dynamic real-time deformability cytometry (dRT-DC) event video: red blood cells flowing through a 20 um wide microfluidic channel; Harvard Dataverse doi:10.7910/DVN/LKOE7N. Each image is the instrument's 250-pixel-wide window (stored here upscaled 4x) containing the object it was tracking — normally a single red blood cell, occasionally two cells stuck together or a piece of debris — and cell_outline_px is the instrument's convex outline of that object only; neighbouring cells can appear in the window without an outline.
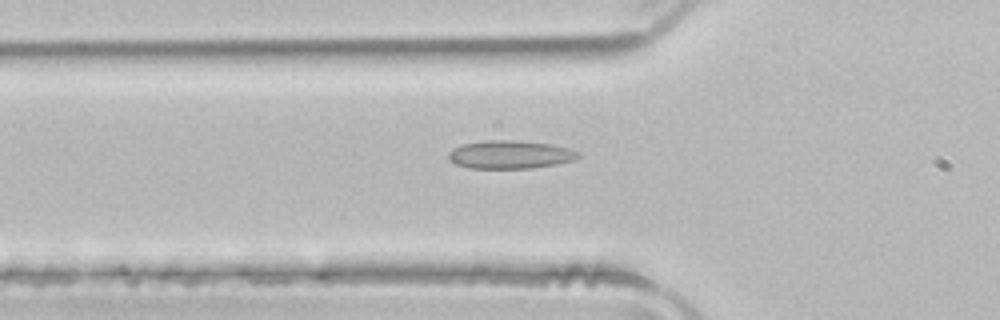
{"species": "common noctule bat (a hibernating species)", "species_latin": "Nyctalus noctula", "temperature_condition": "room temperature", "stored_images_in_passage": 38, "camera_frame_rate_fps": 3000, "um_per_image_px": 0.085, "animal": {"sex": "male", "body_mass_g": 21.5, "forearm_length_mm": 52.0}, "frame": {"image": 1, "passage_image": 7, "time_ms": 2.0, "image_size_px": [1000, 320], "cell_outline_px": [[580, 156], [572, 160], [556, 164], [532, 168], [468, 168], [456, 164], [448, 160], [448, 152], [452, 148], [464, 144], [484, 140], [516, 140], [552, 144], [568, 148], [580, 152]], "centroid_in_image_um": [43.33, 13.13], "position_along_channel_um": 82.5, "area_um2": 21.39}}
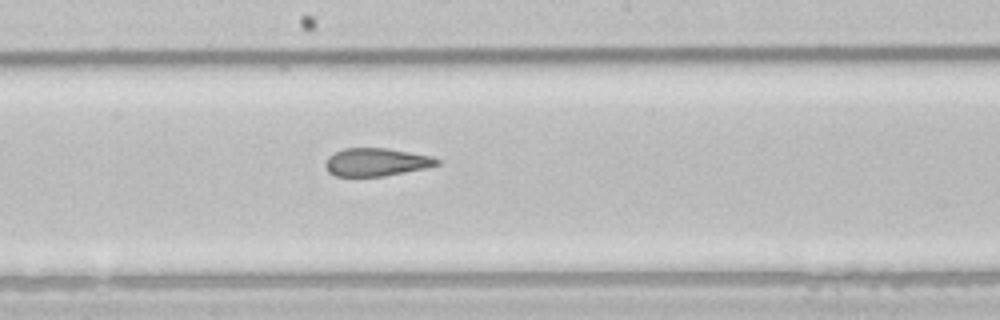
{"frame": {"image": 2, "passage_image": 17, "time_ms": 5.333, "image_size_px": [1000, 320], "cell_outline_px": [[440, 164], [428, 168], [384, 176], [336, 176], [328, 172], [324, 164], [328, 156], [344, 148], [388, 148], [432, 156], [440, 160]], "centroid_in_image_um": [32.0, 13.78], "position_along_channel_um": 216.2, "area_um2": 18.32}}
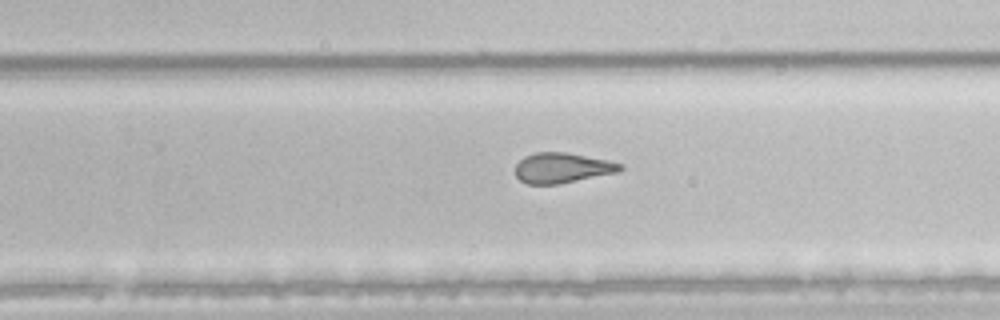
{"frame": {"image": 3, "passage_image": 22, "time_ms": 7.0, "image_size_px": [1000, 320], "cell_outline_px": [[624, 168], [616, 172], [560, 184], [528, 184], [520, 180], [516, 176], [516, 164], [524, 156], [536, 152], [564, 152], [608, 160], [624, 164]], "centroid_in_image_um": [47.78, 14.27], "position_along_channel_um": 282.0, "area_um2": 18.38}}